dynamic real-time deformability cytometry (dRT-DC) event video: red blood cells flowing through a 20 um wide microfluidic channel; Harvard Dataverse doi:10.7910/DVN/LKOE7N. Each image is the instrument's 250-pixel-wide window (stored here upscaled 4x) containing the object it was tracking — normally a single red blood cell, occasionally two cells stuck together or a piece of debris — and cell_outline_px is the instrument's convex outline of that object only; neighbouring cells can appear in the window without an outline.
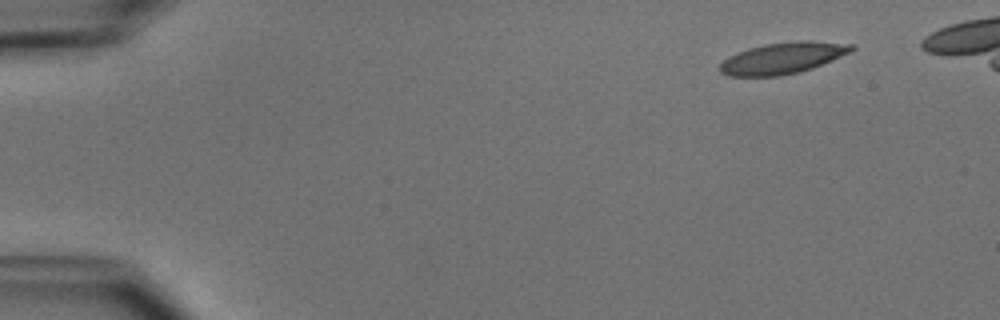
{"species": "common noctule bat (a hibernating species)", "species_latin": "Nyctalus noctula", "temperature_condition": "cold", "stored_images_in_passage": 10, "camera_frame_rate_fps": 3000, "um_per_image_px": 0.085, "animal": {"sex": "male", "body_mass_g": 15.6}, "frame": {"image": 1, "passage_image": 1, "time_ms": 0.0, "image_size_px": [1000, 320], "cell_outline_px": [[856, 48], [852, 52], [812, 68], [800, 72], [780, 76], [728, 76], [720, 72], [720, 64], [728, 56], [748, 48], [764, 44], [792, 40], [812, 40], [852, 44]], "centroid_in_image_um": [66.56, 4.92], "position_along_channel_um": 18.4, "area_um2": 24.33}}